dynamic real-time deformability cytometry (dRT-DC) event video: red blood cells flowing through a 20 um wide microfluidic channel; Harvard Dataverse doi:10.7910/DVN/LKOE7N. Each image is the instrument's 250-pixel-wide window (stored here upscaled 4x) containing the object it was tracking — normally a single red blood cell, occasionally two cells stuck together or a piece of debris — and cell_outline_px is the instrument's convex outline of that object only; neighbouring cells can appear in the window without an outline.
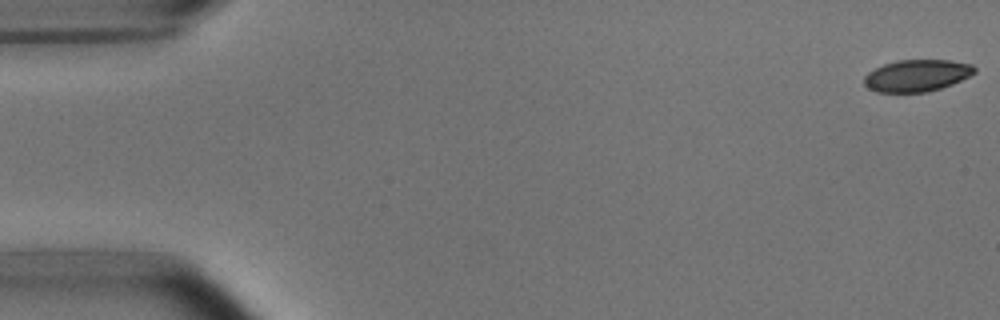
{"species": "common noctule bat (a hibernating species)", "species_latin": "Nyctalus noctula", "temperature_condition": "room temperature", "stored_images_in_passage": 6, "camera_frame_rate_fps": 3000, "um_per_image_px": 0.085, "animal": {"sex": "male", "body_mass_g": 15.6}, "frame": {"image": 1, "passage_image": 1, "time_ms": 0.0, "image_size_px": [1000, 320], "cell_outline_px": [[976, 72], [952, 84], [928, 92], [876, 92], [868, 88], [864, 84], [864, 76], [868, 72], [884, 64], [896, 60], [948, 60], [972, 64], [976, 68]], "centroid_in_image_um": [77.92, 6.42], "position_along_channel_um": 7.1, "area_um2": 20.46}}
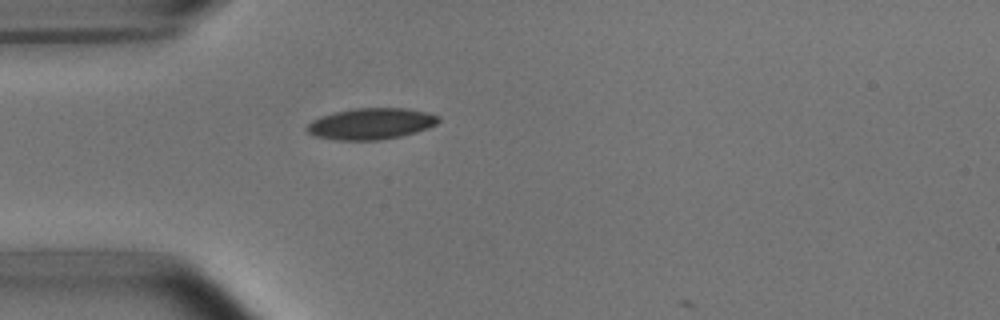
{"frame": {"image": 2, "passage_image": 5, "time_ms": 1.333, "image_size_px": [1000, 320], "cell_outline_px": [[440, 120], [436, 124], [428, 128], [416, 132], [400, 136], [380, 140], [336, 140], [316, 136], [308, 132], [304, 128], [312, 120], [320, 116], [336, 112], [356, 108], [408, 108], [428, 112], [440, 116]], "centroid_in_image_um": [31.55, 10.51], "position_along_channel_um": 53.4, "area_um2": 24.04}}